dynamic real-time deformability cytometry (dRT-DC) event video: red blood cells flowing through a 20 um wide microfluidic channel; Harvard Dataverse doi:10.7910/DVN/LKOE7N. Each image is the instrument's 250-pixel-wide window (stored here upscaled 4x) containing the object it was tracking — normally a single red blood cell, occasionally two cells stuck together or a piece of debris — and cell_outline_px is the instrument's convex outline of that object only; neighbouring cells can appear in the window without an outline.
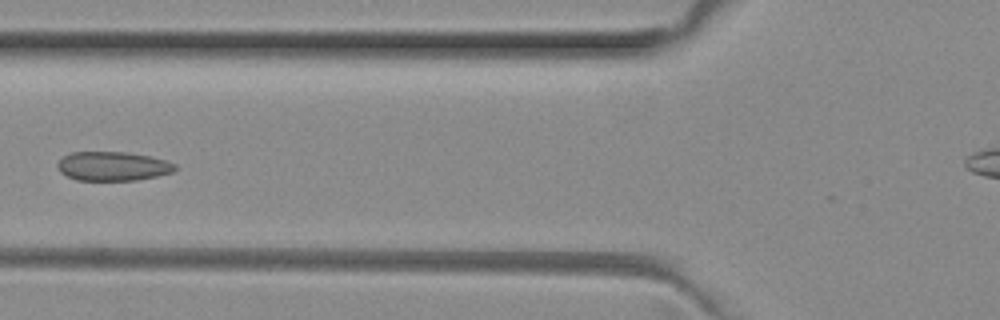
{"species": "common noctule bat (a hibernating species)", "species_latin": "Nyctalus noctula", "temperature_condition": "room temperature", "stored_images_in_passage": 7, "camera_frame_rate_fps": 3000, "um_per_image_px": 0.085, "animal": {"sex": "female", "body_mass_g": 29.2, "forearm_length_mm": 56.3}, "frame": {"image": 1, "passage_image": 6, "time_ms": 1.667, "image_size_px": [1000, 320], "cell_outline_px": [[176, 168], [172, 172], [156, 176], [136, 180], [76, 180], [60, 172], [56, 164], [64, 156], [72, 152], [128, 152], [148, 156], [164, 160], [176, 164]], "centroid_in_image_um": [9.57, 14.12], "position_along_channel_um": 116.2, "area_um2": 19.77}}
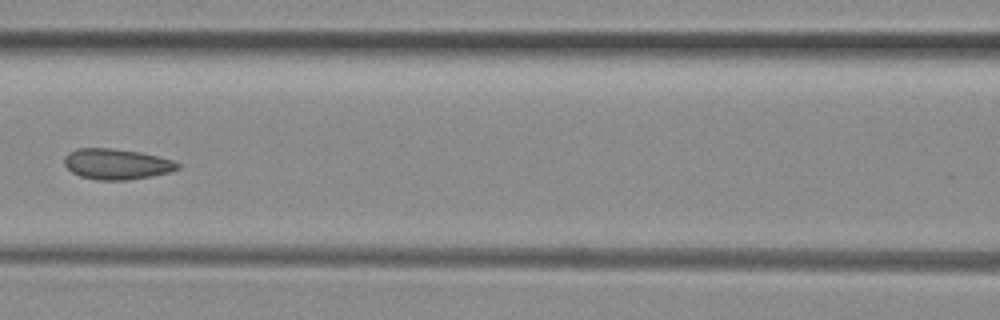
{"frame": {"image": 2, "passage_image": 7, "time_ms": 2.0, "image_size_px": [1000, 320], "cell_outline_px": [[180, 168], [172, 172], [152, 176], [124, 180], [96, 180], [80, 176], [72, 172], [64, 164], [64, 156], [68, 152], [76, 148], [112, 148], [140, 152], [160, 156], [172, 160], [180, 164]], "centroid_in_image_um": [9.92, 13.94], "position_along_channel_um": 156.7, "area_um2": 20.46}}